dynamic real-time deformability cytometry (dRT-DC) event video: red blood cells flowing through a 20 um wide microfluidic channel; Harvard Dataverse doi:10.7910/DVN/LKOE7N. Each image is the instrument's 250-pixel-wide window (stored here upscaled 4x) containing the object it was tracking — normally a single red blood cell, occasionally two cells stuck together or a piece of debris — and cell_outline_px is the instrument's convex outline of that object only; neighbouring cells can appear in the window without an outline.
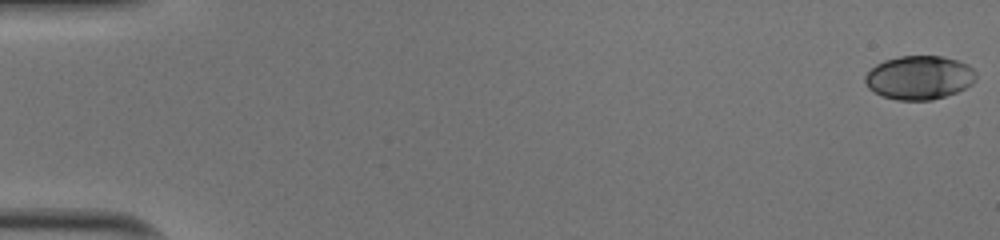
{"species": "human", "species_latin": "Homo sapiens", "temperature_condition": "cold", "stored_images_in_passage": 52, "camera_frame_rate_fps": 3000, "um_per_image_px": 0.085, "donor": {"sex": "male"}, "frame": {"image": 1, "passage_image": 1, "time_ms": 0.0, "image_size_px": [1000, 240], "cell_outline_px": [[976, 80], [972, 84], [956, 92], [932, 100], [896, 100], [884, 96], [868, 88], [864, 80], [864, 76], [876, 64], [884, 60], [900, 56], [940, 56], [956, 60], [968, 64], [976, 72]], "centroid_in_image_um": [78.14, 6.59], "position_along_channel_um": 6.9, "area_um2": 28.21}}
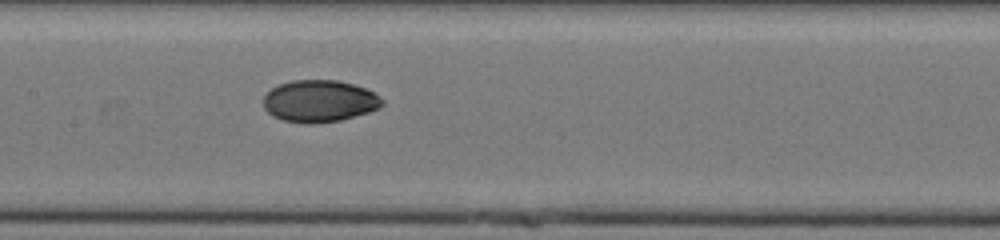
{"frame": {"image": 2, "passage_image": 27, "time_ms": 8.667, "image_size_px": [1000, 240], "cell_outline_px": [[384, 104], [380, 108], [368, 112], [340, 120], [316, 124], [304, 124], [284, 120], [272, 116], [264, 108], [264, 96], [272, 88], [280, 84], [292, 80], [336, 80], [352, 84], [364, 88], [380, 96], [384, 100]], "centroid_in_image_um": [27.15, 8.6], "position_along_channel_um": 180.2, "area_um2": 29.07}}
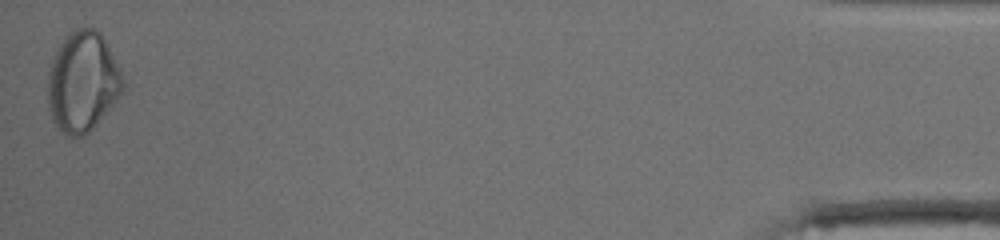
{"frame": {"image": 3, "passage_image": 52, "time_ms": 17.0, "image_size_px": [1000, 240], "cell_outline_px": [[124, 88], [116, 100], [96, 124], [84, 136], [68, 136], [52, 120], [48, 108], [48, 72], [52, 60], [64, 36], [68, 32], [76, 28], [92, 28], [100, 32], [120, 68], [124, 76]], "centroid_in_image_um": [7.02, 6.94], "position_along_channel_um": 428.2, "area_um2": 43.64}, "authors_computed_cell_mechanics": {"area_um2": 28.9867, "velocity_mm_per_s": 4.014, "shape_relaxation_time_tau1_ms": 7.2279, "shape_relaxation_time_tau2_ms": 1.6921, "deformation_change_tau1": 0.1612, "deformation_change_tau2": 0.0377}}